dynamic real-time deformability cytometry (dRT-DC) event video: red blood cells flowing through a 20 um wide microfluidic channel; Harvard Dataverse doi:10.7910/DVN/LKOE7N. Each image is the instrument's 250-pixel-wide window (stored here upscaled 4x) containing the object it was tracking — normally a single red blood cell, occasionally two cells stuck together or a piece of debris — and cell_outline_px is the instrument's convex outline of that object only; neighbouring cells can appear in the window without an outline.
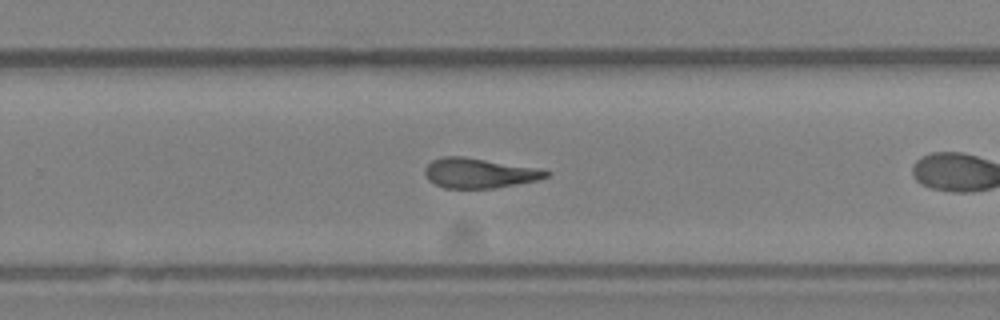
{"species": "Egyptian fruit bat (a non-hibernating species)", "species_latin": "Rousettus aegyptiacus", "temperature_condition": "room temperature", "stored_images_in_passage": 25, "camera_frame_rate_fps": 3000, "um_per_image_px": 0.085, "animal": {"sex": "female"}, "frame": {"image": 1, "passage_image": 18, "time_ms": 5.667, "image_size_px": [1000, 320], "cell_outline_px": [[552, 172], [548, 176], [536, 180], [516, 184], [492, 188], [444, 188], [428, 180], [424, 172], [424, 168], [432, 160], [440, 156], [460, 156], [544, 168]], "centroid_in_image_um": [40.75, 14.7], "position_along_channel_um": 289.1, "area_um2": 21.27}}